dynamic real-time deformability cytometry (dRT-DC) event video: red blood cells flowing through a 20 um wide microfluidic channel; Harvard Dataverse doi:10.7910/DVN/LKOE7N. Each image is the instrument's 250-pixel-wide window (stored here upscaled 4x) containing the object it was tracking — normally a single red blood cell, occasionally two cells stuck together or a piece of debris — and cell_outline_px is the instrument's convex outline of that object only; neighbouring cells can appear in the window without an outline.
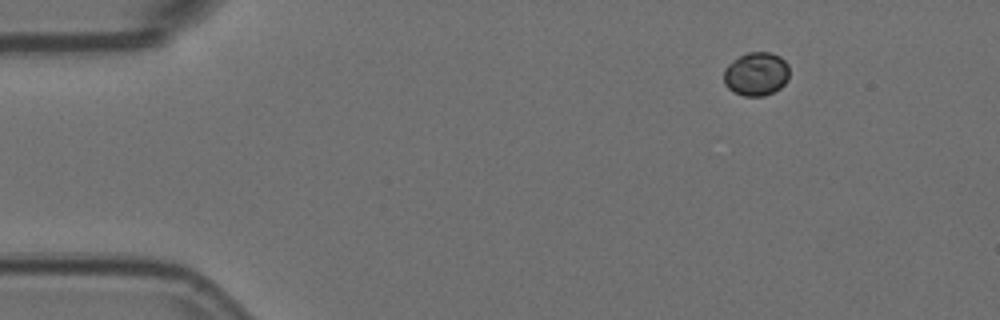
{"species": "Egyptian fruit bat (a non-hibernating species)", "species_latin": "Rousettus aegyptiacus", "temperature_condition": "room temperature", "stored_images_in_passage": 8, "camera_frame_rate_fps": 3000, "um_per_image_px": 0.085, "animal": {"sex": "female"}, "frame": {"image": 1, "passage_image": 1, "time_ms": 0.0, "image_size_px": [1000, 320], "cell_outline_px": [[788, 80], [780, 88], [764, 96], [744, 96], [732, 92], [724, 84], [724, 68], [728, 64], [740, 56], [748, 52], [768, 52], [780, 56], [788, 64]], "centroid_in_image_um": [64.27, 6.29], "position_along_channel_um": 20.7, "area_um2": 16.7}}
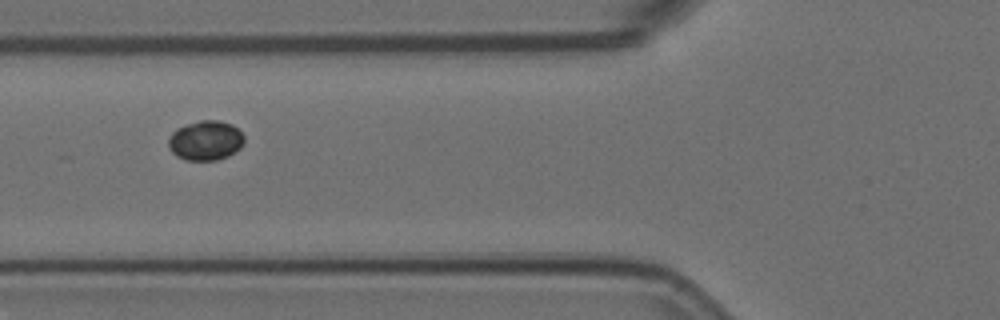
{"frame": {"image": 2, "passage_image": 5, "time_ms": 1.333, "image_size_px": [1000, 320], "cell_outline_px": [[244, 144], [240, 148], [228, 156], [216, 160], [184, 160], [176, 156], [168, 148], [168, 140], [172, 132], [176, 128], [184, 124], [200, 120], [220, 120], [232, 124], [244, 136]], "centroid_in_image_um": [17.45, 11.93], "position_along_channel_um": 108.3, "area_um2": 17.74}}
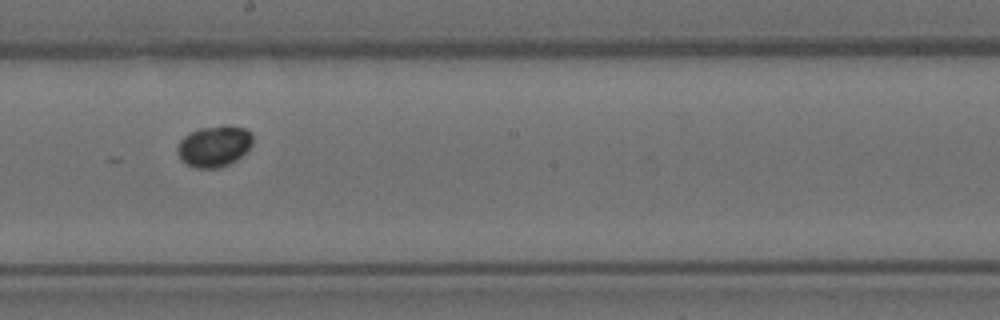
{"frame": {"image": 3, "passage_image": 8, "time_ms": 2.333, "image_size_px": [1000, 320], "cell_outline_px": [[252, 144], [236, 160], [220, 168], [196, 168], [180, 160], [176, 152], [176, 148], [180, 140], [184, 136], [200, 128], [224, 124], [244, 128], [252, 132]], "centroid_in_image_um": [18.19, 12.41], "position_along_channel_um": 230.0, "area_um2": 18.15}}